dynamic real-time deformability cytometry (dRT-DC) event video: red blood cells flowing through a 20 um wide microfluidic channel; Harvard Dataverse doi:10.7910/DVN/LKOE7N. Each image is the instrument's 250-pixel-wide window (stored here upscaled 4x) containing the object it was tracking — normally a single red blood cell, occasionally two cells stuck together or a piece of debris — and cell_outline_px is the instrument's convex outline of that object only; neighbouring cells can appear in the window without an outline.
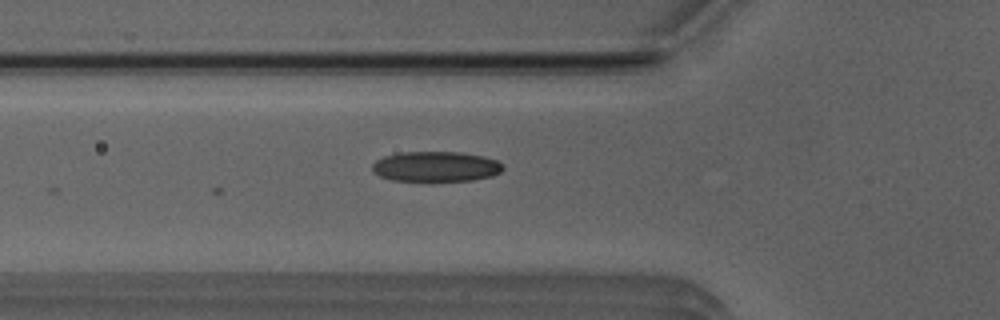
{"species": "Egyptian fruit bat (a non-hibernating species)", "species_latin": "Rousettus aegyptiacus", "temperature_condition": "room temperature", "stored_images_in_passage": 3, "camera_frame_rate_fps": 3000, "um_per_image_px": 0.085, "animal": {"sex": "male"}, "frame": {"image": 1, "passage_image": 3, "time_ms": 0.667, "image_size_px": [1000, 320], "cell_outline_px": [[504, 168], [500, 172], [492, 176], [472, 180], [432, 184], [428, 184], [392, 180], [380, 176], [372, 172], [372, 164], [376, 160], [384, 156], [400, 152], [460, 152], [484, 156], [496, 160], [504, 164]], "centroid_in_image_um": [37.03, 14.21], "position_along_channel_um": 88.8, "area_um2": 24.16}}